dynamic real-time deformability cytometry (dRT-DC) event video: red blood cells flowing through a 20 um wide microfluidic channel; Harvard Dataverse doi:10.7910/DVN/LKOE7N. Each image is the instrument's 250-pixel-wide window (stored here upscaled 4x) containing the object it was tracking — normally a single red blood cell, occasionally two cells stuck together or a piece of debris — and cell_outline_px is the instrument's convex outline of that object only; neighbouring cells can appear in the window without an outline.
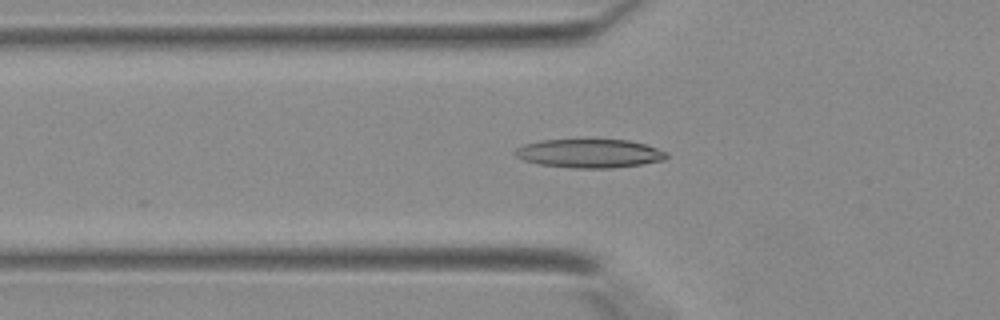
{"species": "Egyptian fruit bat (a non-hibernating species)", "species_latin": "Rousettus aegyptiacus", "temperature_condition": "warm", "stored_images_in_passage": 25, "camera_frame_rate_fps": 3000, "um_per_image_px": 0.085, "animal": {"sex": "female"}, "frame": {"image": 1, "passage_image": 3, "time_ms": 0.667, "image_size_px": [1000, 320], "cell_outline_px": [[668, 156], [664, 160], [644, 164], [612, 168], [572, 168], [540, 164], [524, 160], [516, 156], [512, 152], [516, 148], [524, 144], [540, 140], [628, 140], [644, 144], [668, 152]], "centroid_in_image_um": [50.11, 13.04], "position_along_channel_um": 75.7, "area_um2": 25.32}}
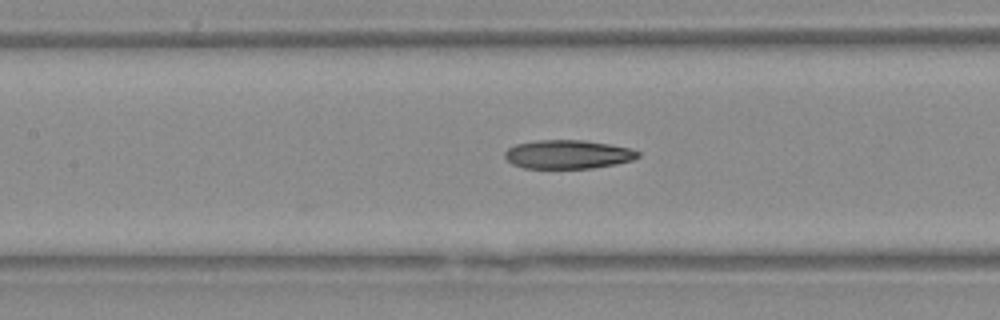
{"frame": {"image": 2, "passage_image": 8, "time_ms": 2.333, "image_size_px": [1000, 320], "cell_outline_px": [[640, 156], [632, 160], [616, 164], [592, 168], [524, 168], [512, 164], [504, 156], [504, 152], [508, 148], [516, 144], [536, 140], [584, 140], [608, 144], [628, 148], [640, 152]], "centroid_in_image_um": [48.25, 13.12], "position_along_channel_um": 159.2, "area_um2": 22.25}}
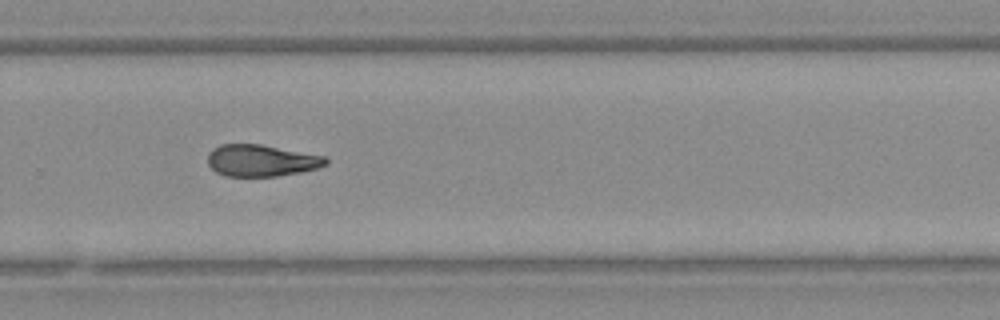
{"frame": {"image": 3, "passage_image": 17, "time_ms": 5.333, "image_size_px": [1000, 320], "cell_outline_px": [[328, 164], [316, 168], [300, 172], [276, 176], [224, 176], [216, 172], [208, 164], [208, 152], [212, 148], [220, 144], [260, 144], [328, 156]], "centroid_in_image_um": [22.22, 13.63], "position_along_channel_um": 307.6, "area_um2": 22.02}}